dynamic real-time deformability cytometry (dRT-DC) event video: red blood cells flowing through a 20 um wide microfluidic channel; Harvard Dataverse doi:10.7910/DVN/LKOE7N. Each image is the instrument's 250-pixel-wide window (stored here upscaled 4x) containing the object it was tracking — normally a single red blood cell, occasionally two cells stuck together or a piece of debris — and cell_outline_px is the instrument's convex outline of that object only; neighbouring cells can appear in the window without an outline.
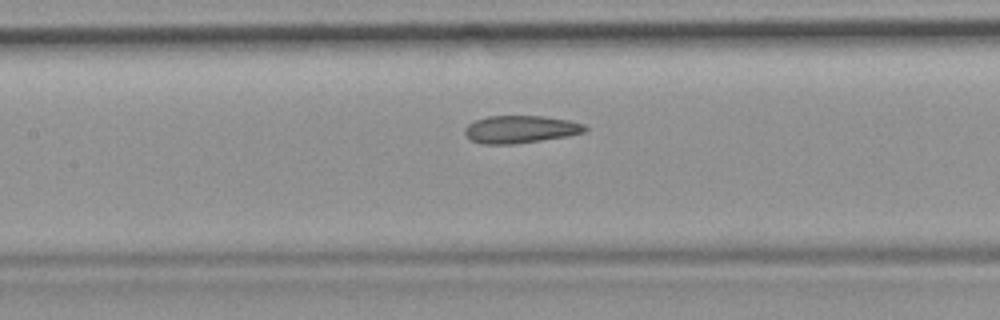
{"species": "common noctule bat (a hibernating species)", "species_latin": "Nyctalus noctula", "temperature_condition": "room temperature", "stored_images_in_passage": 32, "camera_frame_rate_fps": 3000, "um_per_image_px": 0.085, "animal": {"sex": "female", "body_mass_g": 19.9}, "frame": {"image": 1, "passage_image": 14, "time_ms": 4.333, "image_size_px": [1000, 320], "cell_outline_px": [[588, 128], [584, 132], [568, 136], [512, 144], [480, 144], [472, 140], [464, 132], [464, 128], [468, 124], [476, 120], [488, 116], [544, 116], [568, 120], [584, 124]], "centroid_in_image_um": [44.23, 10.99], "position_along_channel_um": 163.2, "area_um2": 19.19}}